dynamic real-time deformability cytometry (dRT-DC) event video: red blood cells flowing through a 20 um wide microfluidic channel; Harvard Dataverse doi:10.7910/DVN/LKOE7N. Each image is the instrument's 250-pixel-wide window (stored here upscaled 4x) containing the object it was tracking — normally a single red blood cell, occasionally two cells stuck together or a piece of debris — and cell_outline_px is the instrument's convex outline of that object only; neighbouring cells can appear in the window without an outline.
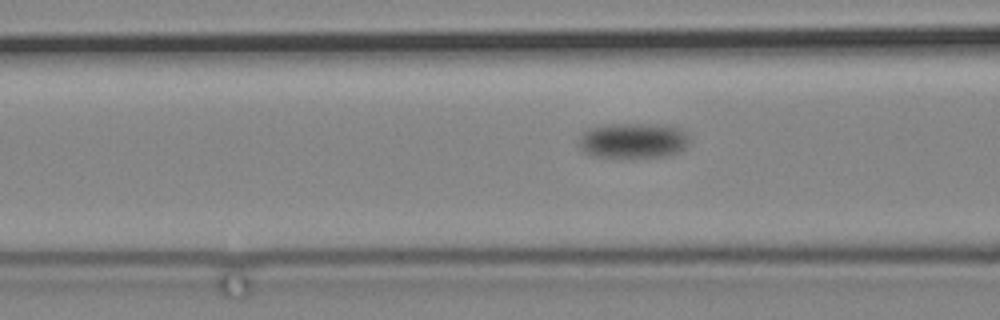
{"species": "common noctule bat (a hibernating species)", "species_latin": "Nyctalus noctula", "temperature_condition": "cold", "stored_images_in_passage": 42, "camera_frame_rate_fps": 3000, "um_per_image_px": 0.085, "animal": {"sex": "male", "body_mass_g": 19.2, "forearm_length_mm": 51.8}, "frame": {"image": 1, "passage_image": 13, "time_ms": 4.0, "image_size_px": [1000, 320], "cell_outline_px": [[692, 140], [680, 152], [668, 156], [596, 156], [584, 152], [580, 148], [580, 132], [588, 128], [604, 124], [664, 124], [680, 128], [688, 132]], "centroid_in_image_um": [53.87, 11.91], "position_along_channel_um": 112.7, "area_um2": 23.0}}
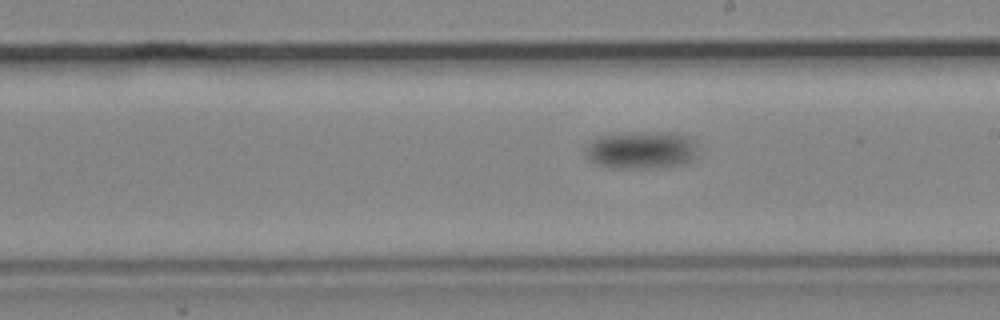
{"frame": {"image": 2, "passage_image": 27, "time_ms": 8.667, "image_size_px": [1000, 320], "cell_outline_px": [[700, 152], [692, 160], [684, 164], [656, 168], [612, 168], [596, 164], [588, 160], [584, 156], [584, 148], [596, 136], [672, 132], [688, 136], [696, 144]], "centroid_in_image_um": [54.52, 12.79], "position_along_channel_um": 234.5, "area_um2": 24.74}}
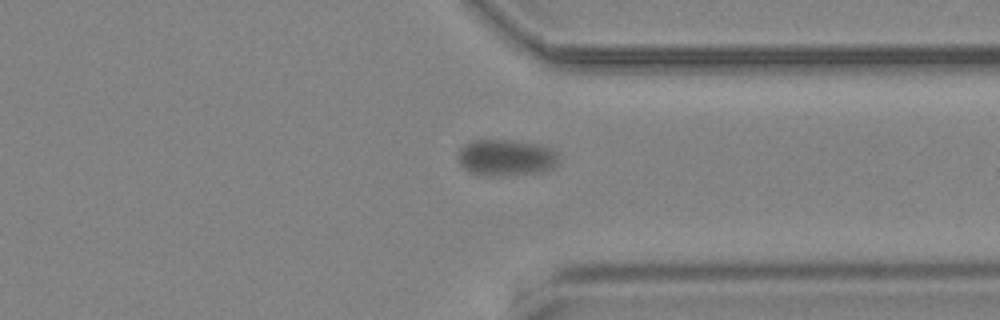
{"frame": {"image": 3, "passage_image": 42, "time_ms": 13.667, "image_size_px": [1000, 320], "cell_outline_px": [[556, 164], [552, 168], [536, 172], [500, 176], [484, 176], [468, 172], [460, 164], [456, 156], [460, 148], [464, 144], [472, 140], [516, 140], [540, 144], [552, 148], [556, 152]], "centroid_in_image_um": [42.95, 13.38], "position_along_channel_um": 368.5, "area_um2": 21.56}}